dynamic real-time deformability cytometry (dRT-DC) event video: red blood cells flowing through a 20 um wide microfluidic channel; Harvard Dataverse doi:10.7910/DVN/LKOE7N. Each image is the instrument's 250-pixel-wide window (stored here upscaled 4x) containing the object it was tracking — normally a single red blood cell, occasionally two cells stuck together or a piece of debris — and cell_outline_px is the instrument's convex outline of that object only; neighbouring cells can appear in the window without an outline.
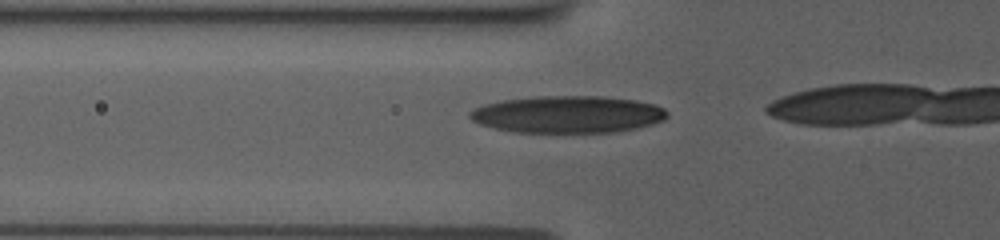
{"species": "human", "species_latin": "Homo sapiens", "temperature_condition": "room temperature", "stored_images_in_passage": 17, "camera_frame_rate_fps": 3000, "um_per_image_px": 0.085, "donor": {"sex": "female"}, "frame": {"image": 1, "passage_image": 12, "time_ms": 3.667, "image_size_px": [1000, 240], "cell_outline_px": [[668, 116], [664, 120], [652, 124], [636, 128], [616, 132], [512, 132], [480, 124], [472, 120], [468, 116], [468, 112], [484, 104], [500, 100], [536, 96], [600, 96], [636, 100], [656, 104], [664, 108], [668, 112]], "centroid_in_image_um": [48.27, 9.71], "position_along_channel_um": 77.5, "area_um2": 42.89}}
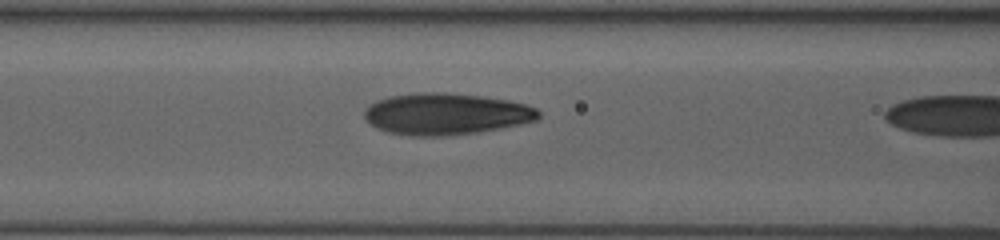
{"frame": {"image": 2, "passage_image": 16, "time_ms": 5.0, "image_size_px": [1000, 240], "cell_outline_px": [[540, 116], [536, 120], [520, 124], [500, 128], [476, 132], [440, 136], [412, 136], [388, 132], [376, 128], [364, 116], [364, 108], [368, 104], [376, 100], [388, 96], [424, 92], [444, 92], [480, 96], [508, 100], [524, 104], [536, 108], [540, 112]], "centroid_in_image_um": [37.87, 9.68], "position_along_channel_um": 128.7, "area_um2": 42.08}}